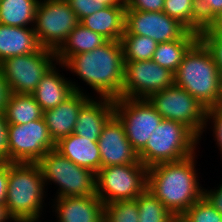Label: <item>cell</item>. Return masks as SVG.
<instances>
[{
  "instance_id": "obj_1",
  "label": "cell",
  "mask_w": 222,
  "mask_h": 222,
  "mask_svg": "<svg viewBox=\"0 0 222 222\" xmlns=\"http://www.w3.org/2000/svg\"><path fill=\"white\" fill-rule=\"evenodd\" d=\"M58 65L75 73L97 97L120 98L125 69L121 41L107 40L91 52L76 54Z\"/></svg>"
},
{
  "instance_id": "obj_2",
  "label": "cell",
  "mask_w": 222,
  "mask_h": 222,
  "mask_svg": "<svg viewBox=\"0 0 222 222\" xmlns=\"http://www.w3.org/2000/svg\"><path fill=\"white\" fill-rule=\"evenodd\" d=\"M195 158L196 153L180 161L148 168L147 189L174 216L184 214L204 194Z\"/></svg>"
},
{
  "instance_id": "obj_3",
  "label": "cell",
  "mask_w": 222,
  "mask_h": 222,
  "mask_svg": "<svg viewBox=\"0 0 222 222\" xmlns=\"http://www.w3.org/2000/svg\"><path fill=\"white\" fill-rule=\"evenodd\" d=\"M175 85L206 108L222 103V76L205 45L198 39L186 52L174 74Z\"/></svg>"
},
{
  "instance_id": "obj_4",
  "label": "cell",
  "mask_w": 222,
  "mask_h": 222,
  "mask_svg": "<svg viewBox=\"0 0 222 222\" xmlns=\"http://www.w3.org/2000/svg\"><path fill=\"white\" fill-rule=\"evenodd\" d=\"M38 163H10L6 208L15 221L39 222L46 198ZM45 196V197H44Z\"/></svg>"
},
{
  "instance_id": "obj_5",
  "label": "cell",
  "mask_w": 222,
  "mask_h": 222,
  "mask_svg": "<svg viewBox=\"0 0 222 222\" xmlns=\"http://www.w3.org/2000/svg\"><path fill=\"white\" fill-rule=\"evenodd\" d=\"M199 142V138L184 124L162 119L138 153V158L147 168L180 161L196 153Z\"/></svg>"
},
{
  "instance_id": "obj_6",
  "label": "cell",
  "mask_w": 222,
  "mask_h": 222,
  "mask_svg": "<svg viewBox=\"0 0 222 222\" xmlns=\"http://www.w3.org/2000/svg\"><path fill=\"white\" fill-rule=\"evenodd\" d=\"M37 163L45 187L52 183L58 187L55 198L96 195V173L76 165L58 151H48Z\"/></svg>"
},
{
  "instance_id": "obj_7",
  "label": "cell",
  "mask_w": 222,
  "mask_h": 222,
  "mask_svg": "<svg viewBox=\"0 0 222 222\" xmlns=\"http://www.w3.org/2000/svg\"><path fill=\"white\" fill-rule=\"evenodd\" d=\"M147 171L142 163L101 167L96 173V195L104 205L136 199L147 189Z\"/></svg>"
},
{
  "instance_id": "obj_8",
  "label": "cell",
  "mask_w": 222,
  "mask_h": 222,
  "mask_svg": "<svg viewBox=\"0 0 222 222\" xmlns=\"http://www.w3.org/2000/svg\"><path fill=\"white\" fill-rule=\"evenodd\" d=\"M148 100L163 119L184 124L201 140L206 131L207 108L198 99L174 84L152 94Z\"/></svg>"
},
{
  "instance_id": "obj_9",
  "label": "cell",
  "mask_w": 222,
  "mask_h": 222,
  "mask_svg": "<svg viewBox=\"0 0 222 222\" xmlns=\"http://www.w3.org/2000/svg\"><path fill=\"white\" fill-rule=\"evenodd\" d=\"M78 23L66 0H39L34 31L41 47L56 51Z\"/></svg>"
},
{
  "instance_id": "obj_10",
  "label": "cell",
  "mask_w": 222,
  "mask_h": 222,
  "mask_svg": "<svg viewBox=\"0 0 222 222\" xmlns=\"http://www.w3.org/2000/svg\"><path fill=\"white\" fill-rule=\"evenodd\" d=\"M55 62V51L41 47L32 54L6 58L0 67L12 93L32 94Z\"/></svg>"
},
{
  "instance_id": "obj_11",
  "label": "cell",
  "mask_w": 222,
  "mask_h": 222,
  "mask_svg": "<svg viewBox=\"0 0 222 222\" xmlns=\"http://www.w3.org/2000/svg\"><path fill=\"white\" fill-rule=\"evenodd\" d=\"M114 115L121 121L126 137L137 153L145 147L163 119L148 99L116 98Z\"/></svg>"
},
{
  "instance_id": "obj_12",
  "label": "cell",
  "mask_w": 222,
  "mask_h": 222,
  "mask_svg": "<svg viewBox=\"0 0 222 222\" xmlns=\"http://www.w3.org/2000/svg\"><path fill=\"white\" fill-rule=\"evenodd\" d=\"M7 138L10 163H37L48 151L55 150L44 118L8 125Z\"/></svg>"
},
{
  "instance_id": "obj_13",
  "label": "cell",
  "mask_w": 222,
  "mask_h": 222,
  "mask_svg": "<svg viewBox=\"0 0 222 222\" xmlns=\"http://www.w3.org/2000/svg\"><path fill=\"white\" fill-rule=\"evenodd\" d=\"M175 84L174 73L151 60L125 61L120 98L148 99Z\"/></svg>"
},
{
  "instance_id": "obj_14",
  "label": "cell",
  "mask_w": 222,
  "mask_h": 222,
  "mask_svg": "<svg viewBox=\"0 0 222 222\" xmlns=\"http://www.w3.org/2000/svg\"><path fill=\"white\" fill-rule=\"evenodd\" d=\"M189 30L164 12L125 10V32L150 37L157 44L181 39Z\"/></svg>"
},
{
  "instance_id": "obj_15",
  "label": "cell",
  "mask_w": 222,
  "mask_h": 222,
  "mask_svg": "<svg viewBox=\"0 0 222 222\" xmlns=\"http://www.w3.org/2000/svg\"><path fill=\"white\" fill-rule=\"evenodd\" d=\"M101 167L141 163L124 132L121 121L113 115L98 139Z\"/></svg>"
},
{
  "instance_id": "obj_16",
  "label": "cell",
  "mask_w": 222,
  "mask_h": 222,
  "mask_svg": "<svg viewBox=\"0 0 222 222\" xmlns=\"http://www.w3.org/2000/svg\"><path fill=\"white\" fill-rule=\"evenodd\" d=\"M92 97L94 96H90L86 92L75 91L57 107L44 111L43 118L54 143L73 134L79 112Z\"/></svg>"
},
{
  "instance_id": "obj_17",
  "label": "cell",
  "mask_w": 222,
  "mask_h": 222,
  "mask_svg": "<svg viewBox=\"0 0 222 222\" xmlns=\"http://www.w3.org/2000/svg\"><path fill=\"white\" fill-rule=\"evenodd\" d=\"M56 222H104L105 205L97 195L54 198ZM54 206V207H53ZM57 214V215H56Z\"/></svg>"
},
{
  "instance_id": "obj_18",
  "label": "cell",
  "mask_w": 222,
  "mask_h": 222,
  "mask_svg": "<svg viewBox=\"0 0 222 222\" xmlns=\"http://www.w3.org/2000/svg\"><path fill=\"white\" fill-rule=\"evenodd\" d=\"M57 65L58 62H55L48 69L31 94L43 111L57 107L75 91L84 93V89L80 88L78 83L60 74Z\"/></svg>"
},
{
  "instance_id": "obj_19",
  "label": "cell",
  "mask_w": 222,
  "mask_h": 222,
  "mask_svg": "<svg viewBox=\"0 0 222 222\" xmlns=\"http://www.w3.org/2000/svg\"><path fill=\"white\" fill-rule=\"evenodd\" d=\"M113 115L114 99L92 97L79 112L73 133L98 142L103 127Z\"/></svg>"
},
{
  "instance_id": "obj_20",
  "label": "cell",
  "mask_w": 222,
  "mask_h": 222,
  "mask_svg": "<svg viewBox=\"0 0 222 222\" xmlns=\"http://www.w3.org/2000/svg\"><path fill=\"white\" fill-rule=\"evenodd\" d=\"M55 150L76 165L97 173L101 168L98 142L77 134H70L55 143Z\"/></svg>"
},
{
  "instance_id": "obj_21",
  "label": "cell",
  "mask_w": 222,
  "mask_h": 222,
  "mask_svg": "<svg viewBox=\"0 0 222 222\" xmlns=\"http://www.w3.org/2000/svg\"><path fill=\"white\" fill-rule=\"evenodd\" d=\"M40 48L34 27L0 24V63L9 57L32 54Z\"/></svg>"
},
{
  "instance_id": "obj_22",
  "label": "cell",
  "mask_w": 222,
  "mask_h": 222,
  "mask_svg": "<svg viewBox=\"0 0 222 222\" xmlns=\"http://www.w3.org/2000/svg\"><path fill=\"white\" fill-rule=\"evenodd\" d=\"M125 10L126 6H106L79 22L109 41H121L125 32Z\"/></svg>"
},
{
  "instance_id": "obj_23",
  "label": "cell",
  "mask_w": 222,
  "mask_h": 222,
  "mask_svg": "<svg viewBox=\"0 0 222 222\" xmlns=\"http://www.w3.org/2000/svg\"><path fill=\"white\" fill-rule=\"evenodd\" d=\"M106 41L107 39L101 34L86 28L79 22L55 51L56 62L64 63L71 56L91 52Z\"/></svg>"
},
{
  "instance_id": "obj_24",
  "label": "cell",
  "mask_w": 222,
  "mask_h": 222,
  "mask_svg": "<svg viewBox=\"0 0 222 222\" xmlns=\"http://www.w3.org/2000/svg\"><path fill=\"white\" fill-rule=\"evenodd\" d=\"M198 40V34L188 31L181 39L157 44L152 60L176 73L189 48Z\"/></svg>"
},
{
  "instance_id": "obj_25",
  "label": "cell",
  "mask_w": 222,
  "mask_h": 222,
  "mask_svg": "<svg viewBox=\"0 0 222 222\" xmlns=\"http://www.w3.org/2000/svg\"><path fill=\"white\" fill-rule=\"evenodd\" d=\"M43 113L31 94L11 93L4 116L8 125H23L43 118Z\"/></svg>"
},
{
  "instance_id": "obj_26",
  "label": "cell",
  "mask_w": 222,
  "mask_h": 222,
  "mask_svg": "<svg viewBox=\"0 0 222 222\" xmlns=\"http://www.w3.org/2000/svg\"><path fill=\"white\" fill-rule=\"evenodd\" d=\"M38 3L39 0H0V24L34 27Z\"/></svg>"
},
{
  "instance_id": "obj_27",
  "label": "cell",
  "mask_w": 222,
  "mask_h": 222,
  "mask_svg": "<svg viewBox=\"0 0 222 222\" xmlns=\"http://www.w3.org/2000/svg\"><path fill=\"white\" fill-rule=\"evenodd\" d=\"M163 12L176 19L189 31L201 32V18L196 0H164Z\"/></svg>"
},
{
  "instance_id": "obj_28",
  "label": "cell",
  "mask_w": 222,
  "mask_h": 222,
  "mask_svg": "<svg viewBox=\"0 0 222 222\" xmlns=\"http://www.w3.org/2000/svg\"><path fill=\"white\" fill-rule=\"evenodd\" d=\"M138 222H173L174 215L146 189L137 198Z\"/></svg>"
},
{
  "instance_id": "obj_29",
  "label": "cell",
  "mask_w": 222,
  "mask_h": 222,
  "mask_svg": "<svg viewBox=\"0 0 222 222\" xmlns=\"http://www.w3.org/2000/svg\"><path fill=\"white\" fill-rule=\"evenodd\" d=\"M121 43L124 61L151 60L157 47L154 39L132 34H123Z\"/></svg>"
},
{
  "instance_id": "obj_30",
  "label": "cell",
  "mask_w": 222,
  "mask_h": 222,
  "mask_svg": "<svg viewBox=\"0 0 222 222\" xmlns=\"http://www.w3.org/2000/svg\"><path fill=\"white\" fill-rule=\"evenodd\" d=\"M173 222H222V215L203 195L184 214L175 215Z\"/></svg>"
},
{
  "instance_id": "obj_31",
  "label": "cell",
  "mask_w": 222,
  "mask_h": 222,
  "mask_svg": "<svg viewBox=\"0 0 222 222\" xmlns=\"http://www.w3.org/2000/svg\"><path fill=\"white\" fill-rule=\"evenodd\" d=\"M136 199L105 204L104 222H138Z\"/></svg>"
},
{
  "instance_id": "obj_32",
  "label": "cell",
  "mask_w": 222,
  "mask_h": 222,
  "mask_svg": "<svg viewBox=\"0 0 222 222\" xmlns=\"http://www.w3.org/2000/svg\"><path fill=\"white\" fill-rule=\"evenodd\" d=\"M198 39L211 53L222 76V35L212 32L208 27H205L198 34Z\"/></svg>"
},
{
  "instance_id": "obj_33",
  "label": "cell",
  "mask_w": 222,
  "mask_h": 222,
  "mask_svg": "<svg viewBox=\"0 0 222 222\" xmlns=\"http://www.w3.org/2000/svg\"><path fill=\"white\" fill-rule=\"evenodd\" d=\"M201 18V31L222 13V0H196Z\"/></svg>"
},
{
  "instance_id": "obj_34",
  "label": "cell",
  "mask_w": 222,
  "mask_h": 222,
  "mask_svg": "<svg viewBox=\"0 0 222 222\" xmlns=\"http://www.w3.org/2000/svg\"><path fill=\"white\" fill-rule=\"evenodd\" d=\"M210 122L212 123L211 125H213L212 135L215 137L214 141H216V145L222 155V103L207 108L205 129Z\"/></svg>"
},
{
  "instance_id": "obj_35",
  "label": "cell",
  "mask_w": 222,
  "mask_h": 222,
  "mask_svg": "<svg viewBox=\"0 0 222 222\" xmlns=\"http://www.w3.org/2000/svg\"><path fill=\"white\" fill-rule=\"evenodd\" d=\"M70 8L74 11L78 20L105 8L106 5L100 0H66Z\"/></svg>"
},
{
  "instance_id": "obj_36",
  "label": "cell",
  "mask_w": 222,
  "mask_h": 222,
  "mask_svg": "<svg viewBox=\"0 0 222 222\" xmlns=\"http://www.w3.org/2000/svg\"><path fill=\"white\" fill-rule=\"evenodd\" d=\"M164 0H127L126 10L163 12Z\"/></svg>"
},
{
  "instance_id": "obj_37",
  "label": "cell",
  "mask_w": 222,
  "mask_h": 222,
  "mask_svg": "<svg viewBox=\"0 0 222 222\" xmlns=\"http://www.w3.org/2000/svg\"><path fill=\"white\" fill-rule=\"evenodd\" d=\"M8 123L4 113H0V162H8Z\"/></svg>"
},
{
  "instance_id": "obj_38",
  "label": "cell",
  "mask_w": 222,
  "mask_h": 222,
  "mask_svg": "<svg viewBox=\"0 0 222 222\" xmlns=\"http://www.w3.org/2000/svg\"><path fill=\"white\" fill-rule=\"evenodd\" d=\"M213 207L222 215V182L219 184L217 189H205L203 194Z\"/></svg>"
},
{
  "instance_id": "obj_39",
  "label": "cell",
  "mask_w": 222,
  "mask_h": 222,
  "mask_svg": "<svg viewBox=\"0 0 222 222\" xmlns=\"http://www.w3.org/2000/svg\"><path fill=\"white\" fill-rule=\"evenodd\" d=\"M9 162H0V204H5L8 188Z\"/></svg>"
},
{
  "instance_id": "obj_40",
  "label": "cell",
  "mask_w": 222,
  "mask_h": 222,
  "mask_svg": "<svg viewBox=\"0 0 222 222\" xmlns=\"http://www.w3.org/2000/svg\"><path fill=\"white\" fill-rule=\"evenodd\" d=\"M11 93L12 92L10 90L9 84L7 83L3 71L0 67V113H4Z\"/></svg>"
},
{
  "instance_id": "obj_41",
  "label": "cell",
  "mask_w": 222,
  "mask_h": 222,
  "mask_svg": "<svg viewBox=\"0 0 222 222\" xmlns=\"http://www.w3.org/2000/svg\"><path fill=\"white\" fill-rule=\"evenodd\" d=\"M208 28L217 34L222 35V13L208 26Z\"/></svg>"
},
{
  "instance_id": "obj_42",
  "label": "cell",
  "mask_w": 222,
  "mask_h": 222,
  "mask_svg": "<svg viewBox=\"0 0 222 222\" xmlns=\"http://www.w3.org/2000/svg\"><path fill=\"white\" fill-rule=\"evenodd\" d=\"M15 222V220L10 216L6 204H0V222Z\"/></svg>"
},
{
  "instance_id": "obj_43",
  "label": "cell",
  "mask_w": 222,
  "mask_h": 222,
  "mask_svg": "<svg viewBox=\"0 0 222 222\" xmlns=\"http://www.w3.org/2000/svg\"><path fill=\"white\" fill-rule=\"evenodd\" d=\"M106 6H126L127 0H100Z\"/></svg>"
}]
</instances>
